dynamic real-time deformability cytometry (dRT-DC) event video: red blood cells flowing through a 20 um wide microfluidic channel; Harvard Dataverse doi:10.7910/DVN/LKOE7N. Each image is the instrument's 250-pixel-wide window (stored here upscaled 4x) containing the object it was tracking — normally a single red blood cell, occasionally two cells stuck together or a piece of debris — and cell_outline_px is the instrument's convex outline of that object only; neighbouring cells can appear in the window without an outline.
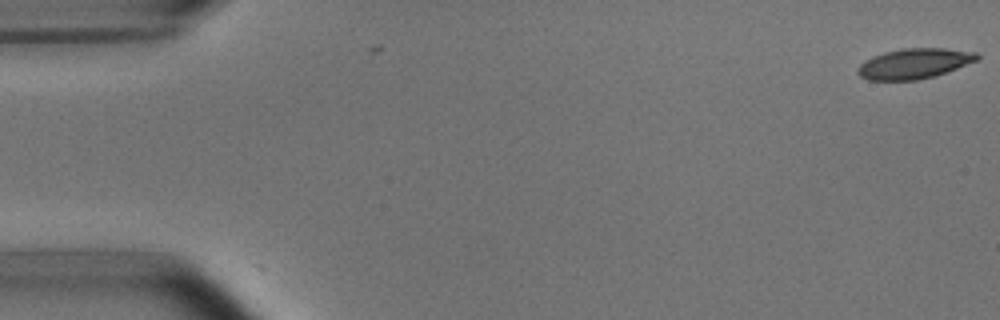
{"species": "common noctule bat (a hibernating species)", "species_latin": "Nyctalus noctula", "temperature_condition": "room temperature", "stored_images_in_passage": 2, "camera_frame_rate_fps": 3000, "um_per_image_px": 0.085, "animal": {"sex": "male", "body_mass_g": 15.6}, "frame": {"image": 1, "passage_image": 2, "time_ms": 0.333, "image_size_px": [1000, 320], "cell_outline_px": [[980, 56], [976, 60], [936, 76], [916, 80], [868, 80], [860, 76], [856, 72], [860, 64], [864, 60], [872, 56], [884, 52], [904, 48], [944, 48], [976, 52]], "centroid_in_image_um": [77.67, 5.4], "position_along_channel_um": 7.3, "area_um2": 20.98}}